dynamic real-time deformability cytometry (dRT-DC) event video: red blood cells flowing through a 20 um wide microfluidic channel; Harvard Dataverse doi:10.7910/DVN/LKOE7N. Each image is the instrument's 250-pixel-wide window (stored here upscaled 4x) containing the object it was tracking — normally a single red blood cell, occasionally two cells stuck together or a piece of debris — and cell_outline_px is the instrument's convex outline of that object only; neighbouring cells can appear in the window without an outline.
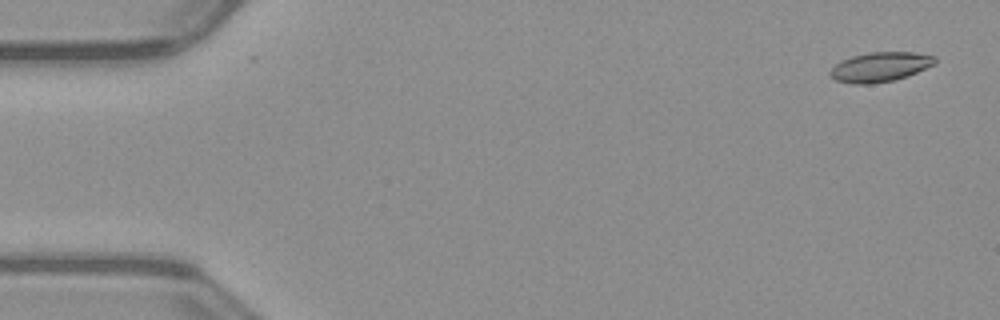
{"species": "common noctule bat (a hibernating species)", "species_latin": "Nyctalus noctula", "temperature_condition": "warm", "stored_images_in_passage": 52, "camera_frame_rate_fps": 3000, "um_per_image_px": 0.085, "animal": {"sex": "male", "body_mass_g": 23.1, "forearm_length_mm": 52.7}, "frame": {"image": 1, "passage_image": 3, "time_ms": 0.667, "image_size_px": [1000, 320], "cell_outline_px": [[936, 64], [908, 76], [896, 80], [872, 84], [852, 84], [836, 80], [828, 76], [828, 72], [836, 64], [852, 56], [868, 52], [916, 52], [936, 56]], "centroid_in_image_um": [74.83, 5.7], "position_along_channel_um": 10.2, "area_um2": 18.32}}
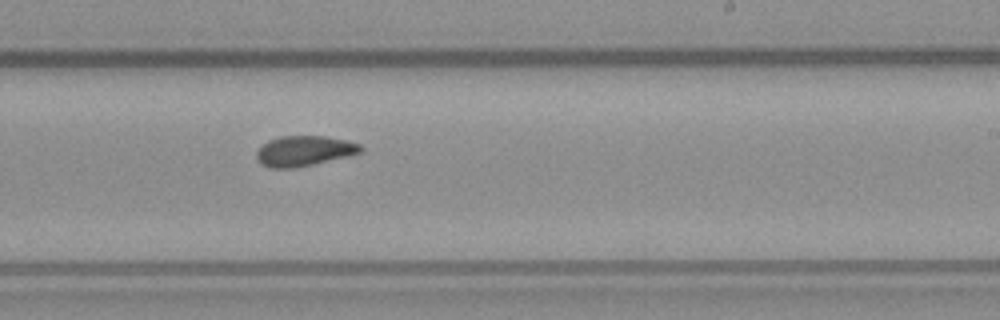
{"frame": {"image": 2, "passage_image": 32, "time_ms": 10.333, "image_size_px": [1000, 320], "cell_outline_px": [[364, 152], [348, 156], [296, 168], [268, 168], [260, 164], [256, 156], [256, 152], [268, 140], [280, 136], [324, 136], [344, 140], [360, 144], [364, 148]], "centroid_in_image_um": [25.85, 12.84], "position_along_channel_um": 263.1, "area_um2": 18.44}}
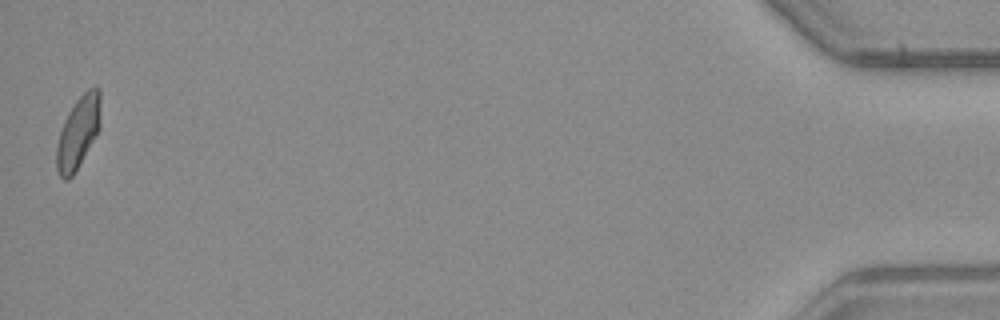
{"frame": {"image": 3, "passage_image": 52, "time_ms": 17.0, "image_size_px": [1000, 320], "cell_outline_px": [[100, 128], [72, 176], [68, 180], [64, 180], [60, 176], [56, 168], [56, 148], [60, 132], [64, 120], [68, 112], [76, 100], [88, 88], [100, 88]], "centroid_in_image_um": [6.64, 11.24], "position_along_channel_um": 428.6, "area_um2": 18.26}, "authors_computed_cell_mechanics": {"area_um2": 18.0336, "velocity_mm_per_s": 4.0118, "shape_relaxation_time_tau1_ms": null, "shape_relaxation_time_tau2_ms": 2.8393, "deformation_change_tau1": null, "deformation_change_tau2": 0.0865}}